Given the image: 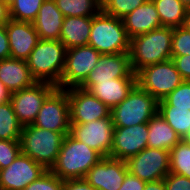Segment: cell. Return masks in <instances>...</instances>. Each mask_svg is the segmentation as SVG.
I'll return each instance as SVG.
<instances>
[{
    "instance_id": "5b68a950",
    "label": "cell",
    "mask_w": 190,
    "mask_h": 190,
    "mask_svg": "<svg viewBox=\"0 0 190 190\" xmlns=\"http://www.w3.org/2000/svg\"><path fill=\"white\" fill-rule=\"evenodd\" d=\"M67 134L69 132H53L32 124L25 125L20 137L21 152L50 170Z\"/></svg>"
},
{
    "instance_id": "277c9868",
    "label": "cell",
    "mask_w": 190,
    "mask_h": 190,
    "mask_svg": "<svg viewBox=\"0 0 190 190\" xmlns=\"http://www.w3.org/2000/svg\"><path fill=\"white\" fill-rule=\"evenodd\" d=\"M130 42L123 21L102 10L92 17L88 45L100 54H116L130 51Z\"/></svg>"
},
{
    "instance_id": "7dc6e473",
    "label": "cell",
    "mask_w": 190,
    "mask_h": 190,
    "mask_svg": "<svg viewBox=\"0 0 190 190\" xmlns=\"http://www.w3.org/2000/svg\"><path fill=\"white\" fill-rule=\"evenodd\" d=\"M15 2V0H3V3L7 5L9 8Z\"/></svg>"
},
{
    "instance_id": "484cf974",
    "label": "cell",
    "mask_w": 190,
    "mask_h": 190,
    "mask_svg": "<svg viewBox=\"0 0 190 190\" xmlns=\"http://www.w3.org/2000/svg\"><path fill=\"white\" fill-rule=\"evenodd\" d=\"M64 17H93L101 11V0H55Z\"/></svg>"
},
{
    "instance_id": "836d02e7",
    "label": "cell",
    "mask_w": 190,
    "mask_h": 190,
    "mask_svg": "<svg viewBox=\"0 0 190 190\" xmlns=\"http://www.w3.org/2000/svg\"><path fill=\"white\" fill-rule=\"evenodd\" d=\"M64 180L47 170L38 179L30 183L23 190H63Z\"/></svg>"
},
{
    "instance_id": "d6a6232c",
    "label": "cell",
    "mask_w": 190,
    "mask_h": 190,
    "mask_svg": "<svg viewBox=\"0 0 190 190\" xmlns=\"http://www.w3.org/2000/svg\"><path fill=\"white\" fill-rule=\"evenodd\" d=\"M172 56L190 55V31L182 27L173 28Z\"/></svg>"
},
{
    "instance_id": "8d00e7d4",
    "label": "cell",
    "mask_w": 190,
    "mask_h": 190,
    "mask_svg": "<svg viewBox=\"0 0 190 190\" xmlns=\"http://www.w3.org/2000/svg\"><path fill=\"white\" fill-rule=\"evenodd\" d=\"M171 60L174 62L183 81H190V55L172 56Z\"/></svg>"
},
{
    "instance_id": "ffe728a7",
    "label": "cell",
    "mask_w": 190,
    "mask_h": 190,
    "mask_svg": "<svg viewBox=\"0 0 190 190\" xmlns=\"http://www.w3.org/2000/svg\"><path fill=\"white\" fill-rule=\"evenodd\" d=\"M0 82L13 93L31 87L37 81L33 78L26 60L9 57L0 60Z\"/></svg>"
},
{
    "instance_id": "ab89813d",
    "label": "cell",
    "mask_w": 190,
    "mask_h": 190,
    "mask_svg": "<svg viewBox=\"0 0 190 190\" xmlns=\"http://www.w3.org/2000/svg\"><path fill=\"white\" fill-rule=\"evenodd\" d=\"M10 57L8 34L5 25H0V60Z\"/></svg>"
},
{
    "instance_id": "3957f363",
    "label": "cell",
    "mask_w": 190,
    "mask_h": 190,
    "mask_svg": "<svg viewBox=\"0 0 190 190\" xmlns=\"http://www.w3.org/2000/svg\"><path fill=\"white\" fill-rule=\"evenodd\" d=\"M66 47L60 40L40 39L26 63L37 82L58 86L65 65Z\"/></svg>"
},
{
    "instance_id": "2e32d148",
    "label": "cell",
    "mask_w": 190,
    "mask_h": 190,
    "mask_svg": "<svg viewBox=\"0 0 190 190\" xmlns=\"http://www.w3.org/2000/svg\"><path fill=\"white\" fill-rule=\"evenodd\" d=\"M148 123L128 127H114L109 157L127 161L147 148Z\"/></svg>"
},
{
    "instance_id": "7402d4cb",
    "label": "cell",
    "mask_w": 190,
    "mask_h": 190,
    "mask_svg": "<svg viewBox=\"0 0 190 190\" xmlns=\"http://www.w3.org/2000/svg\"><path fill=\"white\" fill-rule=\"evenodd\" d=\"M136 84L137 78H116L96 82L88 91L112 109L128 96Z\"/></svg>"
},
{
    "instance_id": "f35d334b",
    "label": "cell",
    "mask_w": 190,
    "mask_h": 190,
    "mask_svg": "<svg viewBox=\"0 0 190 190\" xmlns=\"http://www.w3.org/2000/svg\"><path fill=\"white\" fill-rule=\"evenodd\" d=\"M63 190H97L91 186L85 179H67L64 180Z\"/></svg>"
},
{
    "instance_id": "7bdbcfd3",
    "label": "cell",
    "mask_w": 190,
    "mask_h": 190,
    "mask_svg": "<svg viewBox=\"0 0 190 190\" xmlns=\"http://www.w3.org/2000/svg\"><path fill=\"white\" fill-rule=\"evenodd\" d=\"M11 92L0 82V104L10 101Z\"/></svg>"
},
{
    "instance_id": "4dcf8cb0",
    "label": "cell",
    "mask_w": 190,
    "mask_h": 190,
    "mask_svg": "<svg viewBox=\"0 0 190 190\" xmlns=\"http://www.w3.org/2000/svg\"><path fill=\"white\" fill-rule=\"evenodd\" d=\"M147 0H102L101 10L113 17L124 18Z\"/></svg>"
},
{
    "instance_id": "f546056e",
    "label": "cell",
    "mask_w": 190,
    "mask_h": 190,
    "mask_svg": "<svg viewBox=\"0 0 190 190\" xmlns=\"http://www.w3.org/2000/svg\"><path fill=\"white\" fill-rule=\"evenodd\" d=\"M45 0H15L10 6V18L14 21L33 22Z\"/></svg>"
},
{
    "instance_id": "7c38bea8",
    "label": "cell",
    "mask_w": 190,
    "mask_h": 190,
    "mask_svg": "<svg viewBox=\"0 0 190 190\" xmlns=\"http://www.w3.org/2000/svg\"><path fill=\"white\" fill-rule=\"evenodd\" d=\"M55 88L50 83L36 82L29 88L11 93L14 112L23 126L33 124L46 97Z\"/></svg>"
},
{
    "instance_id": "d4e9b609",
    "label": "cell",
    "mask_w": 190,
    "mask_h": 190,
    "mask_svg": "<svg viewBox=\"0 0 190 190\" xmlns=\"http://www.w3.org/2000/svg\"><path fill=\"white\" fill-rule=\"evenodd\" d=\"M156 6L161 25L165 27H182L187 8L180 0H152Z\"/></svg>"
},
{
    "instance_id": "30bf717a",
    "label": "cell",
    "mask_w": 190,
    "mask_h": 190,
    "mask_svg": "<svg viewBox=\"0 0 190 190\" xmlns=\"http://www.w3.org/2000/svg\"><path fill=\"white\" fill-rule=\"evenodd\" d=\"M128 172L145 182L164 179L170 172L168 150L147 147L126 161Z\"/></svg>"
},
{
    "instance_id": "e0dca14e",
    "label": "cell",
    "mask_w": 190,
    "mask_h": 190,
    "mask_svg": "<svg viewBox=\"0 0 190 190\" xmlns=\"http://www.w3.org/2000/svg\"><path fill=\"white\" fill-rule=\"evenodd\" d=\"M127 173L126 161L103 157L84 179L97 190H119Z\"/></svg>"
},
{
    "instance_id": "ba28073f",
    "label": "cell",
    "mask_w": 190,
    "mask_h": 190,
    "mask_svg": "<svg viewBox=\"0 0 190 190\" xmlns=\"http://www.w3.org/2000/svg\"><path fill=\"white\" fill-rule=\"evenodd\" d=\"M100 55L89 45L67 49L64 70L57 87L62 89L79 87L97 65Z\"/></svg>"
},
{
    "instance_id": "4316f807",
    "label": "cell",
    "mask_w": 190,
    "mask_h": 190,
    "mask_svg": "<svg viewBox=\"0 0 190 190\" xmlns=\"http://www.w3.org/2000/svg\"><path fill=\"white\" fill-rule=\"evenodd\" d=\"M23 125L19 122L11 101L0 104V140H20Z\"/></svg>"
},
{
    "instance_id": "4fadbf2b",
    "label": "cell",
    "mask_w": 190,
    "mask_h": 190,
    "mask_svg": "<svg viewBox=\"0 0 190 190\" xmlns=\"http://www.w3.org/2000/svg\"><path fill=\"white\" fill-rule=\"evenodd\" d=\"M70 123H89L110 117L111 109L88 90L81 87L67 88Z\"/></svg>"
},
{
    "instance_id": "bcb514c9",
    "label": "cell",
    "mask_w": 190,
    "mask_h": 190,
    "mask_svg": "<svg viewBox=\"0 0 190 190\" xmlns=\"http://www.w3.org/2000/svg\"><path fill=\"white\" fill-rule=\"evenodd\" d=\"M183 5L187 8L190 9V0H180Z\"/></svg>"
},
{
    "instance_id": "9a60e30c",
    "label": "cell",
    "mask_w": 190,
    "mask_h": 190,
    "mask_svg": "<svg viewBox=\"0 0 190 190\" xmlns=\"http://www.w3.org/2000/svg\"><path fill=\"white\" fill-rule=\"evenodd\" d=\"M116 78H137L130 66L129 52L101 54L97 65L79 87L88 90L96 82L111 81Z\"/></svg>"
},
{
    "instance_id": "f1b7e54d",
    "label": "cell",
    "mask_w": 190,
    "mask_h": 190,
    "mask_svg": "<svg viewBox=\"0 0 190 190\" xmlns=\"http://www.w3.org/2000/svg\"><path fill=\"white\" fill-rule=\"evenodd\" d=\"M169 153L170 172L190 179V145L181 140Z\"/></svg>"
},
{
    "instance_id": "7a4b0ae2",
    "label": "cell",
    "mask_w": 190,
    "mask_h": 190,
    "mask_svg": "<svg viewBox=\"0 0 190 190\" xmlns=\"http://www.w3.org/2000/svg\"><path fill=\"white\" fill-rule=\"evenodd\" d=\"M102 158L99 152L67 134L50 171L62 180L84 179L90 168Z\"/></svg>"
},
{
    "instance_id": "e575fe53",
    "label": "cell",
    "mask_w": 190,
    "mask_h": 190,
    "mask_svg": "<svg viewBox=\"0 0 190 190\" xmlns=\"http://www.w3.org/2000/svg\"><path fill=\"white\" fill-rule=\"evenodd\" d=\"M20 152V140H0V170L8 167Z\"/></svg>"
},
{
    "instance_id": "5bb4252c",
    "label": "cell",
    "mask_w": 190,
    "mask_h": 190,
    "mask_svg": "<svg viewBox=\"0 0 190 190\" xmlns=\"http://www.w3.org/2000/svg\"><path fill=\"white\" fill-rule=\"evenodd\" d=\"M47 169L22 152L6 168L0 170V190H23Z\"/></svg>"
},
{
    "instance_id": "74e56055",
    "label": "cell",
    "mask_w": 190,
    "mask_h": 190,
    "mask_svg": "<svg viewBox=\"0 0 190 190\" xmlns=\"http://www.w3.org/2000/svg\"><path fill=\"white\" fill-rule=\"evenodd\" d=\"M145 185V181H142L140 178L128 172L119 190H144Z\"/></svg>"
},
{
    "instance_id": "83f0119b",
    "label": "cell",
    "mask_w": 190,
    "mask_h": 190,
    "mask_svg": "<svg viewBox=\"0 0 190 190\" xmlns=\"http://www.w3.org/2000/svg\"><path fill=\"white\" fill-rule=\"evenodd\" d=\"M158 112L181 139L190 130V108L158 106Z\"/></svg>"
},
{
    "instance_id": "cb8c5ba5",
    "label": "cell",
    "mask_w": 190,
    "mask_h": 190,
    "mask_svg": "<svg viewBox=\"0 0 190 190\" xmlns=\"http://www.w3.org/2000/svg\"><path fill=\"white\" fill-rule=\"evenodd\" d=\"M180 141V136L164 120L159 112L148 122V147L170 151Z\"/></svg>"
},
{
    "instance_id": "6da1fadb",
    "label": "cell",
    "mask_w": 190,
    "mask_h": 190,
    "mask_svg": "<svg viewBox=\"0 0 190 190\" xmlns=\"http://www.w3.org/2000/svg\"><path fill=\"white\" fill-rule=\"evenodd\" d=\"M173 28L159 27L130 42V66L136 74L145 66L171 60Z\"/></svg>"
},
{
    "instance_id": "ee69618b",
    "label": "cell",
    "mask_w": 190,
    "mask_h": 190,
    "mask_svg": "<svg viewBox=\"0 0 190 190\" xmlns=\"http://www.w3.org/2000/svg\"><path fill=\"white\" fill-rule=\"evenodd\" d=\"M183 27L190 31V9L187 10L185 19H184V23H183Z\"/></svg>"
},
{
    "instance_id": "f6af8a7d",
    "label": "cell",
    "mask_w": 190,
    "mask_h": 190,
    "mask_svg": "<svg viewBox=\"0 0 190 190\" xmlns=\"http://www.w3.org/2000/svg\"><path fill=\"white\" fill-rule=\"evenodd\" d=\"M181 140L190 145V130L183 136Z\"/></svg>"
},
{
    "instance_id": "ac0fdd59",
    "label": "cell",
    "mask_w": 190,
    "mask_h": 190,
    "mask_svg": "<svg viewBox=\"0 0 190 190\" xmlns=\"http://www.w3.org/2000/svg\"><path fill=\"white\" fill-rule=\"evenodd\" d=\"M5 28L9 39L10 57L26 60L40 40L33 22L10 19Z\"/></svg>"
},
{
    "instance_id": "d590c367",
    "label": "cell",
    "mask_w": 190,
    "mask_h": 190,
    "mask_svg": "<svg viewBox=\"0 0 190 190\" xmlns=\"http://www.w3.org/2000/svg\"><path fill=\"white\" fill-rule=\"evenodd\" d=\"M166 190H190V179L169 172L164 178Z\"/></svg>"
},
{
    "instance_id": "1f68e13d",
    "label": "cell",
    "mask_w": 190,
    "mask_h": 190,
    "mask_svg": "<svg viewBox=\"0 0 190 190\" xmlns=\"http://www.w3.org/2000/svg\"><path fill=\"white\" fill-rule=\"evenodd\" d=\"M158 106H175V108H190V81H183Z\"/></svg>"
},
{
    "instance_id": "52a82bcc",
    "label": "cell",
    "mask_w": 190,
    "mask_h": 190,
    "mask_svg": "<svg viewBox=\"0 0 190 190\" xmlns=\"http://www.w3.org/2000/svg\"><path fill=\"white\" fill-rule=\"evenodd\" d=\"M136 76L137 84L158 102L183 82L172 60L145 66Z\"/></svg>"
},
{
    "instance_id": "8fae6325",
    "label": "cell",
    "mask_w": 190,
    "mask_h": 190,
    "mask_svg": "<svg viewBox=\"0 0 190 190\" xmlns=\"http://www.w3.org/2000/svg\"><path fill=\"white\" fill-rule=\"evenodd\" d=\"M113 132L114 125L110 116L84 124L70 123L69 134L99 152L103 157H109L113 143Z\"/></svg>"
},
{
    "instance_id": "d6986e66",
    "label": "cell",
    "mask_w": 190,
    "mask_h": 190,
    "mask_svg": "<svg viewBox=\"0 0 190 190\" xmlns=\"http://www.w3.org/2000/svg\"><path fill=\"white\" fill-rule=\"evenodd\" d=\"M122 21L130 39L162 27L156 6L152 0H147L122 18Z\"/></svg>"
},
{
    "instance_id": "603a6c76",
    "label": "cell",
    "mask_w": 190,
    "mask_h": 190,
    "mask_svg": "<svg viewBox=\"0 0 190 190\" xmlns=\"http://www.w3.org/2000/svg\"><path fill=\"white\" fill-rule=\"evenodd\" d=\"M92 26V17H64L60 41L66 49L86 46Z\"/></svg>"
},
{
    "instance_id": "60d3db41",
    "label": "cell",
    "mask_w": 190,
    "mask_h": 190,
    "mask_svg": "<svg viewBox=\"0 0 190 190\" xmlns=\"http://www.w3.org/2000/svg\"><path fill=\"white\" fill-rule=\"evenodd\" d=\"M10 19L9 7L0 1V25H5Z\"/></svg>"
},
{
    "instance_id": "44dd1931",
    "label": "cell",
    "mask_w": 190,
    "mask_h": 190,
    "mask_svg": "<svg viewBox=\"0 0 190 190\" xmlns=\"http://www.w3.org/2000/svg\"><path fill=\"white\" fill-rule=\"evenodd\" d=\"M63 21L64 16L57 8L55 0H45L33 25L40 39L59 40Z\"/></svg>"
},
{
    "instance_id": "b9f144b4",
    "label": "cell",
    "mask_w": 190,
    "mask_h": 190,
    "mask_svg": "<svg viewBox=\"0 0 190 190\" xmlns=\"http://www.w3.org/2000/svg\"><path fill=\"white\" fill-rule=\"evenodd\" d=\"M144 190H166L164 179L154 182H146Z\"/></svg>"
},
{
    "instance_id": "9c48e42d",
    "label": "cell",
    "mask_w": 190,
    "mask_h": 190,
    "mask_svg": "<svg viewBox=\"0 0 190 190\" xmlns=\"http://www.w3.org/2000/svg\"><path fill=\"white\" fill-rule=\"evenodd\" d=\"M32 125L53 132H70L69 98L66 89L56 87L46 97Z\"/></svg>"
},
{
    "instance_id": "8992f818",
    "label": "cell",
    "mask_w": 190,
    "mask_h": 190,
    "mask_svg": "<svg viewBox=\"0 0 190 190\" xmlns=\"http://www.w3.org/2000/svg\"><path fill=\"white\" fill-rule=\"evenodd\" d=\"M158 112V101L136 84L128 96L111 109L114 127L148 123Z\"/></svg>"
}]
</instances>
